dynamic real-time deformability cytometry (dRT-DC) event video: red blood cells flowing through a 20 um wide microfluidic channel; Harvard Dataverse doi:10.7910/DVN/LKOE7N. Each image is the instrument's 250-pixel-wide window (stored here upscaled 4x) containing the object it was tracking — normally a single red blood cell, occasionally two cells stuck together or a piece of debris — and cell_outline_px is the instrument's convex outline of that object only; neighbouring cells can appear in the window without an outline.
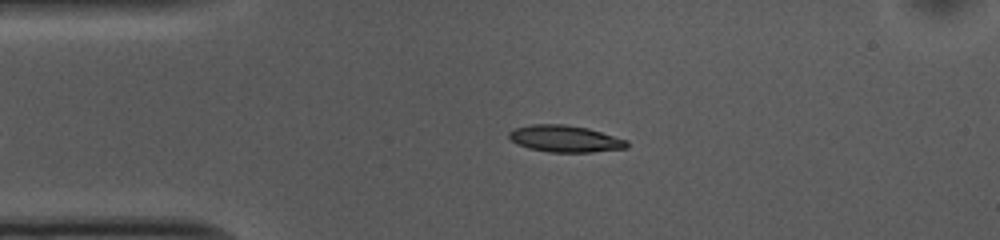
{"species": "common noctule bat (a hibernating species)", "species_latin": "Nyctalus noctula", "temperature_condition": "cold", "stored_images_in_passage": 43, "segment_of_instrument_passage": [1, 2], "camera_frame_rate_fps": 3000, "um_per_image_px": 0.085, "animal": {"sex": "female", "body_mass_g": 10.0, "forearm_length_mm": 53.1}, "frame": {"image": 1, "passage_image": 6, "time_ms": 1.667, "image_size_px": [1000, 240], "cell_outline_px": [[628, 148], [592, 152], [548, 152], [528, 148], [516, 144], [508, 136], [508, 132], [516, 128], [532, 124], [564, 124], [588, 128], [628, 140]], "centroid_in_image_um": [48.04, 11.79], "position_along_channel_um": 37.0, "area_um2": 18.44}}
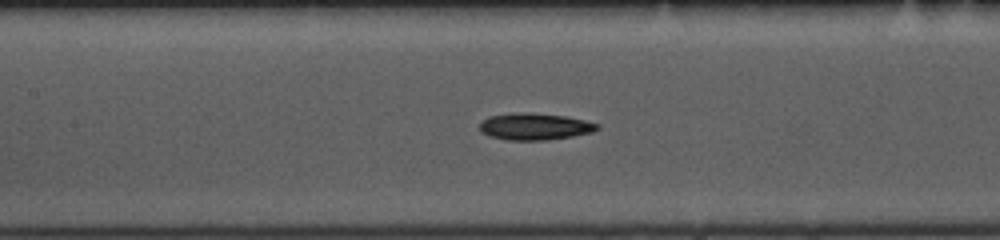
{"frame": {"image": 2, "passage_image": 18, "time_ms": 5.667, "image_size_px": [1000, 240], "cell_outline_px": [[600, 128], [592, 132], [572, 136], [548, 140], [508, 140], [492, 136], [480, 132], [480, 124], [488, 116], [524, 112], [528, 112], [564, 116], [584, 120], [600, 124]], "centroid_in_image_um": [45.48, 10.76], "position_along_channel_um": 161.9, "area_um2": 18.21}}
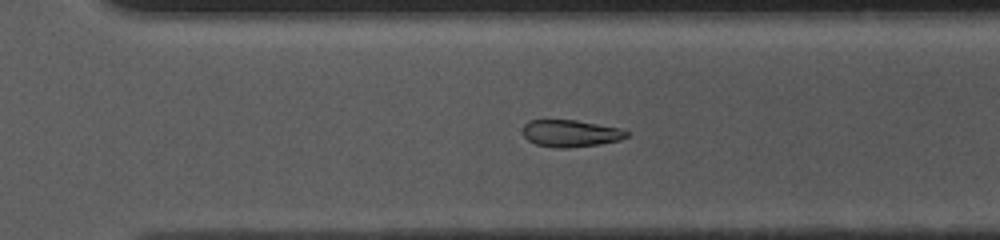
{"frame": {"image": 3, "passage_image": 31, "time_ms": 10.0, "image_size_px": [1000, 240], "cell_outline_px": [[628, 136], [620, 140], [600, 144], [568, 148], [556, 148], [536, 144], [528, 140], [524, 136], [524, 124], [528, 120], [576, 120], [620, 128], [628, 132]], "centroid_in_image_um": [48.51, 11.34], "position_along_channel_um": 322.1, "area_um2": 16.3}}